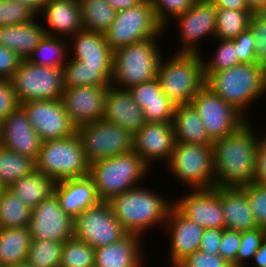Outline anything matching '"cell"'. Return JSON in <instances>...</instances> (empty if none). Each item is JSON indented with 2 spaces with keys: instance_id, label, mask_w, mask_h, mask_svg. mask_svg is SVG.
I'll return each mask as SVG.
<instances>
[{
  "instance_id": "cell-19",
  "label": "cell",
  "mask_w": 266,
  "mask_h": 267,
  "mask_svg": "<svg viewBox=\"0 0 266 267\" xmlns=\"http://www.w3.org/2000/svg\"><path fill=\"white\" fill-rule=\"evenodd\" d=\"M175 143L171 122H146L133 136V150L149 167L159 160L168 163Z\"/></svg>"
},
{
  "instance_id": "cell-48",
  "label": "cell",
  "mask_w": 266,
  "mask_h": 267,
  "mask_svg": "<svg viewBox=\"0 0 266 267\" xmlns=\"http://www.w3.org/2000/svg\"><path fill=\"white\" fill-rule=\"evenodd\" d=\"M239 63L253 64L256 62L255 45L256 42L249 29L240 33L234 40Z\"/></svg>"
},
{
  "instance_id": "cell-49",
  "label": "cell",
  "mask_w": 266,
  "mask_h": 267,
  "mask_svg": "<svg viewBox=\"0 0 266 267\" xmlns=\"http://www.w3.org/2000/svg\"><path fill=\"white\" fill-rule=\"evenodd\" d=\"M240 243V232L224 229L219 246V255L232 264L236 260Z\"/></svg>"
},
{
  "instance_id": "cell-27",
  "label": "cell",
  "mask_w": 266,
  "mask_h": 267,
  "mask_svg": "<svg viewBox=\"0 0 266 267\" xmlns=\"http://www.w3.org/2000/svg\"><path fill=\"white\" fill-rule=\"evenodd\" d=\"M141 239L136 234H127L115 243L95 249L94 267H142Z\"/></svg>"
},
{
  "instance_id": "cell-7",
  "label": "cell",
  "mask_w": 266,
  "mask_h": 267,
  "mask_svg": "<svg viewBox=\"0 0 266 267\" xmlns=\"http://www.w3.org/2000/svg\"><path fill=\"white\" fill-rule=\"evenodd\" d=\"M35 170L55 182L87 176V162L77 133L65 138L42 142Z\"/></svg>"
},
{
  "instance_id": "cell-37",
  "label": "cell",
  "mask_w": 266,
  "mask_h": 267,
  "mask_svg": "<svg viewBox=\"0 0 266 267\" xmlns=\"http://www.w3.org/2000/svg\"><path fill=\"white\" fill-rule=\"evenodd\" d=\"M32 209L8 188L0 197V229L28 227Z\"/></svg>"
},
{
  "instance_id": "cell-35",
  "label": "cell",
  "mask_w": 266,
  "mask_h": 267,
  "mask_svg": "<svg viewBox=\"0 0 266 267\" xmlns=\"http://www.w3.org/2000/svg\"><path fill=\"white\" fill-rule=\"evenodd\" d=\"M65 39L64 37L45 35L27 60L39 66L63 67L67 62L65 58L70 55V41Z\"/></svg>"
},
{
  "instance_id": "cell-55",
  "label": "cell",
  "mask_w": 266,
  "mask_h": 267,
  "mask_svg": "<svg viewBox=\"0 0 266 267\" xmlns=\"http://www.w3.org/2000/svg\"><path fill=\"white\" fill-rule=\"evenodd\" d=\"M254 264L252 267H266V236L260 244V248L253 256ZM248 267V266H247Z\"/></svg>"
},
{
  "instance_id": "cell-45",
  "label": "cell",
  "mask_w": 266,
  "mask_h": 267,
  "mask_svg": "<svg viewBox=\"0 0 266 267\" xmlns=\"http://www.w3.org/2000/svg\"><path fill=\"white\" fill-rule=\"evenodd\" d=\"M155 10L159 22L164 26L168 25L170 17L175 18L189 9L196 0H148Z\"/></svg>"
},
{
  "instance_id": "cell-15",
  "label": "cell",
  "mask_w": 266,
  "mask_h": 267,
  "mask_svg": "<svg viewBox=\"0 0 266 267\" xmlns=\"http://www.w3.org/2000/svg\"><path fill=\"white\" fill-rule=\"evenodd\" d=\"M73 221L53 193L32 209L28 228L32 239L64 243L74 237Z\"/></svg>"
},
{
  "instance_id": "cell-10",
  "label": "cell",
  "mask_w": 266,
  "mask_h": 267,
  "mask_svg": "<svg viewBox=\"0 0 266 267\" xmlns=\"http://www.w3.org/2000/svg\"><path fill=\"white\" fill-rule=\"evenodd\" d=\"M17 104L61 99L64 91L62 67L39 66L21 60L10 80Z\"/></svg>"
},
{
  "instance_id": "cell-26",
  "label": "cell",
  "mask_w": 266,
  "mask_h": 267,
  "mask_svg": "<svg viewBox=\"0 0 266 267\" xmlns=\"http://www.w3.org/2000/svg\"><path fill=\"white\" fill-rule=\"evenodd\" d=\"M72 40L75 41L72 45L69 43L71 59L83 62L85 67L113 68V51L103 33L82 30L73 35Z\"/></svg>"
},
{
  "instance_id": "cell-24",
  "label": "cell",
  "mask_w": 266,
  "mask_h": 267,
  "mask_svg": "<svg viewBox=\"0 0 266 267\" xmlns=\"http://www.w3.org/2000/svg\"><path fill=\"white\" fill-rule=\"evenodd\" d=\"M40 12L37 15H44L47 24L46 35L70 38L83 30L79 0H49Z\"/></svg>"
},
{
  "instance_id": "cell-51",
  "label": "cell",
  "mask_w": 266,
  "mask_h": 267,
  "mask_svg": "<svg viewBox=\"0 0 266 267\" xmlns=\"http://www.w3.org/2000/svg\"><path fill=\"white\" fill-rule=\"evenodd\" d=\"M18 106L11 81L0 79V121Z\"/></svg>"
},
{
  "instance_id": "cell-2",
  "label": "cell",
  "mask_w": 266,
  "mask_h": 267,
  "mask_svg": "<svg viewBox=\"0 0 266 267\" xmlns=\"http://www.w3.org/2000/svg\"><path fill=\"white\" fill-rule=\"evenodd\" d=\"M159 194L140 185L111 198L108 203L125 231L142 237L153 226L160 224L164 229L173 201Z\"/></svg>"
},
{
  "instance_id": "cell-43",
  "label": "cell",
  "mask_w": 266,
  "mask_h": 267,
  "mask_svg": "<svg viewBox=\"0 0 266 267\" xmlns=\"http://www.w3.org/2000/svg\"><path fill=\"white\" fill-rule=\"evenodd\" d=\"M266 236V228L258 227L250 231L241 232V243L232 267H247V260L253 259Z\"/></svg>"
},
{
  "instance_id": "cell-4",
  "label": "cell",
  "mask_w": 266,
  "mask_h": 267,
  "mask_svg": "<svg viewBox=\"0 0 266 267\" xmlns=\"http://www.w3.org/2000/svg\"><path fill=\"white\" fill-rule=\"evenodd\" d=\"M263 80V67L256 63H240L210 74L205 85L245 116V111L249 109L247 106L264 95Z\"/></svg>"
},
{
  "instance_id": "cell-28",
  "label": "cell",
  "mask_w": 266,
  "mask_h": 267,
  "mask_svg": "<svg viewBox=\"0 0 266 267\" xmlns=\"http://www.w3.org/2000/svg\"><path fill=\"white\" fill-rule=\"evenodd\" d=\"M220 200L225 229L241 233L258 228L246 193L241 188L220 187Z\"/></svg>"
},
{
  "instance_id": "cell-61",
  "label": "cell",
  "mask_w": 266,
  "mask_h": 267,
  "mask_svg": "<svg viewBox=\"0 0 266 267\" xmlns=\"http://www.w3.org/2000/svg\"><path fill=\"white\" fill-rule=\"evenodd\" d=\"M0 147H3V124L0 121Z\"/></svg>"
},
{
  "instance_id": "cell-21",
  "label": "cell",
  "mask_w": 266,
  "mask_h": 267,
  "mask_svg": "<svg viewBox=\"0 0 266 267\" xmlns=\"http://www.w3.org/2000/svg\"><path fill=\"white\" fill-rule=\"evenodd\" d=\"M2 124L3 147L36 161L43 141L33 128L25 111L18 105L2 121Z\"/></svg>"
},
{
  "instance_id": "cell-30",
  "label": "cell",
  "mask_w": 266,
  "mask_h": 267,
  "mask_svg": "<svg viewBox=\"0 0 266 267\" xmlns=\"http://www.w3.org/2000/svg\"><path fill=\"white\" fill-rule=\"evenodd\" d=\"M176 142L184 144L213 145L200 116L191 104L176 105L172 118Z\"/></svg>"
},
{
  "instance_id": "cell-32",
  "label": "cell",
  "mask_w": 266,
  "mask_h": 267,
  "mask_svg": "<svg viewBox=\"0 0 266 267\" xmlns=\"http://www.w3.org/2000/svg\"><path fill=\"white\" fill-rule=\"evenodd\" d=\"M55 181L34 170L30 175L21 177L8 189L31 209L54 193Z\"/></svg>"
},
{
  "instance_id": "cell-31",
  "label": "cell",
  "mask_w": 266,
  "mask_h": 267,
  "mask_svg": "<svg viewBox=\"0 0 266 267\" xmlns=\"http://www.w3.org/2000/svg\"><path fill=\"white\" fill-rule=\"evenodd\" d=\"M31 241L28 227L0 229V267L27 261Z\"/></svg>"
},
{
  "instance_id": "cell-38",
  "label": "cell",
  "mask_w": 266,
  "mask_h": 267,
  "mask_svg": "<svg viewBox=\"0 0 266 267\" xmlns=\"http://www.w3.org/2000/svg\"><path fill=\"white\" fill-rule=\"evenodd\" d=\"M254 14L249 10L216 9V28L214 39L234 40L249 27Z\"/></svg>"
},
{
  "instance_id": "cell-44",
  "label": "cell",
  "mask_w": 266,
  "mask_h": 267,
  "mask_svg": "<svg viewBox=\"0 0 266 267\" xmlns=\"http://www.w3.org/2000/svg\"><path fill=\"white\" fill-rule=\"evenodd\" d=\"M240 188L246 193L257 226L266 228V187L252 182Z\"/></svg>"
},
{
  "instance_id": "cell-50",
  "label": "cell",
  "mask_w": 266,
  "mask_h": 267,
  "mask_svg": "<svg viewBox=\"0 0 266 267\" xmlns=\"http://www.w3.org/2000/svg\"><path fill=\"white\" fill-rule=\"evenodd\" d=\"M21 60L14 51L0 45V79L10 81Z\"/></svg>"
},
{
  "instance_id": "cell-1",
  "label": "cell",
  "mask_w": 266,
  "mask_h": 267,
  "mask_svg": "<svg viewBox=\"0 0 266 267\" xmlns=\"http://www.w3.org/2000/svg\"><path fill=\"white\" fill-rule=\"evenodd\" d=\"M247 121L236 132L213 142L215 187H242L254 181L256 152L262 138Z\"/></svg>"
},
{
  "instance_id": "cell-17",
  "label": "cell",
  "mask_w": 266,
  "mask_h": 267,
  "mask_svg": "<svg viewBox=\"0 0 266 267\" xmlns=\"http://www.w3.org/2000/svg\"><path fill=\"white\" fill-rule=\"evenodd\" d=\"M110 87H64L61 101L71 123L76 128L103 119L105 99Z\"/></svg>"
},
{
  "instance_id": "cell-29",
  "label": "cell",
  "mask_w": 266,
  "mask_h": 267,
  "mask_svg": "<svg viewBox=\"0 0 266 267\" xmlns=\"http://www.w3.org/2000/svg\"><path fill=\"white\" fill-rule=\"evenodd\" d=\"M37 18L26 24L0 26V45L14 51L22 60H27L46 35Z\"/></svg>"
},
{
  "instance_id": "cell-25",
  "label": "cell",
  "mask_w": 266,
  "mask_h": 267,
  "mask_svg": "<svg viewBox=\"0 0 266 267\" xmlns=\"http://www.w3.org/2000/svg\"><path fill=\"white\" fill-rule=\"evenodd\" d=\"M128 90L142 108L146 122H172L176 105L163 93L157 77Z\"/></svg>"
},
{
  "instance_id": "cell-41",
  "label": "cell",
  "mask_w": 266,
  "mask_h": 267,
  "mask_svg": "<svg viewBox=\"0 0 266 267\" xmlns=\"http://www.w3.org/2000/svg\"><path fill=\"white\" fill-rule=\"evenodd\" d=\"M219 45L214 52V57L209 62L203 60L205 79L212 73L227 70L239 63L236 52V43L233 40L216 39Z\"/></svg>"
},
{
  "instance_id": "cell-40",
  "label": "cell",
  "mask_w": 266,
  "mask_h": 267,
  "mask_svg": "<svg viewBox=\"0 0 266 267\" xmlns=\"http://www.w3.org/2000/svg\"><path fill=\"white\" fill-rule=\"evenodd\" d=\"M94 258L95 249L73 237L63 243L60 267H94Z\"/></svg>"
},
{
  "instance_id": "cell-57",
  "label": "cell",
  "mask_w": 266,
  "mask_h": 267,
  "mask_svg": "<svg viewBox=\"0 0 266 267\" xmlns=\"http://www.w3.org/2000/svg\"><path fill=\"white\" fill-rule=\"evenodd\" d=\"M17 1H20V2L28 5L32 10H34L38 14L42 10L43 6L49 0H17Z\"/></svg>"
},
{
  "instance_id": "cell-6",
  "label": "cell",
  "mask_w": 266,
  "mask_h": 267,
  "mask_svg": "<svg viewBox=\"0 0 266 267\" xmlns=\"http://www.w3.org/2000/svg\"><path fill=\"white\" fill-rule=\"evenodd\" d=\"M157 37L122 47L113 52L111 86L130 87L157 77L162 56Z\"/></svg>"
},
{
  "instance_id": "cell-5",
  "label": "cell",
  "mask_w": 266,
  "mask_h": 267,
  "mask_svg": "<svg viewBox=\"0 0 266 267\" xmlns=\"http://www.w3.org/2000/svg\"><path fill=\"white\" fill-rule=\"evenodd\" d=\"M157 78L163 93L175 105L190 104L205 86L201 53H175L166 61L162 58Z\"/></svg>"
},
{
  "instance_id": "cell-8",
  "label": "cell",
  "mask_w": 266,
  "mask_h": 267,
  "mask_svg": "<svg viewBox=\"0 0 266 267\" xmlns=\"http://www.w3.org/2000/svg\"><path fill=\"white\" fill-rule=\"evenodd\" d=\"M165 28L157 19L155 10L148 0L137 6L117 11L116 17L104 33L109 47L114 52L130 44L160 37Z\"/></svg>"
},
{
  "instance_id": "cell-23",
  "label": "cell",
  "mask_w": 266,
  "mask_h": 267,
  "mask_svg": "<svg viewBox=\"0 0 266 267\" xmlns=\"http://www.w3.org/2000/svg\"><path fill=\"white\" fill-rule=\"evenodd\" d=\"M54 193L61 209L72 219L101 202L94 183L88 175L56 182Z\"/></svg>"
},
{
  "instance_id": "cell-46",
  "label": "cell",
  "mask_w": 266,
  "mask_h": 267,
  "mask_svg": "<svg viewBox=\"0 0 266 267\" xmlns=\"http://www.w3.org/2000/svg\"><path fill=\"white\" fill-rule=\"evenodd\" d=\"M248 29L256 42L255 58L256 64L263 68L266 67V24L259 20L255 15L250 18Z\"/></svg>"
},
{
  "instance_id": "cell-33",
  "label": "cell",
  "mask_w": 266,
  "mask_h": 267,
  "mask_svg": "<svg viewBox=\"0 0 266 267\" xmlns=\"http://www.w3.org/2000/svg\"><path fill=\"white\" fill-rule=\"evenodd\" d=\"M62 70L64 87L111 86L113 68L85 67L83 62L70 58Z\"/></svg>"
},
{
  "instance_id": "cell-62",
  "label": "cell",
  "mask_w": 266,
  "mask_h": 267,
  "mask_svg": "<svg viewBox=\"0 0 266 267\" xmlns=\"http://www.w3.org/2000/svg\"><path fill=\"white\" fill-rule=\"evenodd\" d=\"M264 93H266V67L264 68Z\"/></svg>"
},
{
  "instance_id": "cell-36",
  "label": "cell",
  "mask_w": 266,
  "mask_h": 267,
  "mask_svg": "<svg viewBox=\"0 0 266 267\" xmlns=\"http://www.w3.org/2000/svg\"><path fill=\"white\" fill-rule=\"evenodd\" d=\"M34 170L33 159L0 147V184L5 188H9L21 177L30 175Z\"/></svg>"
},
{
  "instance_id": "cell-63",
  "label": "cell",
  "mask_w": 266,
  "mask_h": 267,
  "mask_svg": "<svg viewBox=\"0 0 266 267\" xmlns=\"http://www.w3.org/2000/svg\"><path fill=\"white\" fill-rule=\"evenodd\" d=\"M5 189L6 188L2 184H0V197L2 196V193L4 192Z\"/></svg>"
},
{
  "instance_id": "cell-9",
  "label": "cell",
  "mask_w": 266,
  "mask_h": 267,
  "mask_svg": "<svg viewBox=\"0 0 266 267\" xmlns=\"http://www.w3.org/2000/svg\"><path fill=\"white\" fill-rule=\"evenodd\" d=\"M167 167L189 190L215 187L213 146L176 142Z\"/></svg>"
},
{
  "instance_id": "cell-22",
  "label": "cell",
  "mask_w": 266,
  "mask_h": 267,
  "mask_svg": "<svg viewBox=\"0 0 266 267\" xmlns=\"http://www.w3.org/2000/svg\"><path fill=\"white\" fill-rule=\"evenodd\" d=\"M103 120L126 129L133 136L146 123L142 108L129 90L113 86L107 92Z\"/></svg>"
},
{
  "instance_id": "cell-53",
  "label": "cell",
  "mask_w": 266,
  "mask_h": 267,
  "mask_svg": "<svg viewBox=\"0 0 266 267\" xmlns=\"http://www.w3.org/2000/svg\"><path fill=\"white\" fill-rule=\"evenodd\" d=\"M254 183L266 187V137L260 140L256 152V169Z\"/></svg>"
},
{
  "instance_id": "cell-34",
  "label": "cell",
  "mask_w": 266,
  "mask_h": 267,
  "mask_svg": "<svg viewBox=\"0 0 266 267\" xmlns=\"http://www.w3.org/2000/svg\"><path fill=\"white\" fill-rule=\"evenodd\" d=\"M83 30L105 33L113 23L117 11L106 0H79Z\"/></svg>"
},
{
  "instance_id": "cell-12",
  "label": "cell",
  "mask_w": 266,
  "mask_h": 267,
  "mask_svg": "<svg viewBox=\"0 0 266 267\" xmlns=\"http://www.w3.org/2000/svg\"><path fill=\"white\" fill-rule=\"evenodd\" d=\"M73 228L74 238L94 249L115 243L128 234L113 215L109 203L104 201L79 214Z\"/></svg>"
},
{
  "instance_id": "cell-3",
  "label": "cell",
  "mask_w": 266,
  "mask_h": 267,
  "mask_svg": "<svg viewBox=\"0 0 266 267\" xmlns=\"http://www.w3.org/2000/svg\"><path fill=\"white\" fill-rule=\"evenodd\" d=\"M149 168L133 150L91 163L88 176L92 179L100 200L108 202L111 198L139 186L143 177L146 178Z\"/></svg>"
},
{
  "instance_id": "cell-42",
  "label": "cell",
  "mask_w": 266,
  "mask_h": 267,
  "mask_svg": "<svg viewBox=\"0 0 266 267\" xmlns=\"http://www.w3.org/2000/svg\"><path fill=\"white\" fill-rule=\"evenodd\" d=\"M28 5L17 0H0V26L26 24L37 17Z\"/></svg>"
},
{
  "instance_id": "cell-52",
  "label": "cell",
  "mask_w": 266,
  "mask_h": 267,
  "mask_svg": "<svg viewBox=\"0 0 266 267\" xmlns=\"http://www.w3.org/2000/svg\"><path fill=\"white\" fill-rule=\"evenodd\" d=\"M224 229H204L199 250L207 254H219Z\"/></svg>"
},
{
  "instance_id": "cell-16",
  "label": "cell",
  "mask_w": 266,
  "mask_h": 267,
  "mask_svg": "<svg viewBox=\"0 0 266 267\" xmlns=\"http://www.w3.org/2000/svg\"><path fill=\"white\" fill-rule=\"evenodd\" d=\"M174 20L179 22V39L180 43L182 42L177 53L200 54L201 50L197 49L199 41L207 35L215 37L216 7L210 0H196Z\"/></svg>"
},
{
  "instance_id": "cell-13",
  "label": "cell",
  "mask_w": 266,
  "mask_h": 267,
  "mask_svg": "<svg viewBox=\"0 0 266 267\" xmlns=\"http://www.w3.org/2000/svg\"><path fill=\"white\" fill-rule=\"evenodd\" d=\"M214 141L236 132L247 121L233 106L225 102L208 86H204L190 103Z\"/></svg>"
},
{
  "instance_id": "cell-20",
  "label": "cell",
  "mask_w": 266,
  "mask_h": 267,
  "mask_svg": "<svg viewBox=\"0 0 266 267\" xmlns=\"http://www.w3.org/2000/svg\"><path fill=\"white\" fill-rule=\"evenodd\" d=\"M164 228L171 241L169 267H176L187 256L199 250L204 228L186 218L174 206L169 210Z\"/></svg>"
},
{
  "instance_id": "cell-14",
  "label": "cell",
  "mask_w": 266,
  "mask_h": 267,
  "mask_svg": "<svg viewBox=\"0 0 266 267\" xmlns=\"http://www.w3.org/2000/svg\"><path fill=\"white\" fill-rule=\"evenodd\" d=\"M19 106L25 111L43 142L65 138L76 133V127L65 112L61 99L26 101Z\"/></svg>"
},
{
  "instance_id": "cell-58",
  "label": "cell",
  "mask_w": 266,
  "mask_h": 267,
  "mask_svg": "<svg viewBox=\"0 0 266 267\" xmlns=\"http://www.w3.org/2000/svg\"><path fill=\"white\" fill-rule=\"evenodd\" d=\"M248 10L255 14L260 8L266 6V0H246Z\"/></svg>"
},
{
  "instance_id": "cell-60",
  "label": "cell",
  "mask_w": 266,
  "mask_h": 267,
  "mask_svg": "<svg viewBox=\"0 0 266 267\" xmlns=\"http://www.w3.org/2000/svg\"><path fill=\"white\" fill-rule=\"evenodd\" d=\"M9 267H32V266L28 263V261H24Z\"/></svg>"
},
{
  "instance_id": "cell-54",
  "label": "cell",
  "mask_w": 266,
  "mask_h": 267,
  "mask_svg": "<svg viewBox=\"0 0 266 267\" xmlns=\"http://www.w3.org/2000/svg\"><path fill=\"white\" fill-rule=\"evenodd\" d=\"M216 9L248 10L246 0H210Z\"/></svg>"
},
{
  "instance_id": "cell-56",
  "label": "cell",
  "mask_w": 266,
  "mask_h": 267,
  "mask_svg": "<svg viewBox=\"0 0 266 267\" xmlns=\"http://www.w3.org/2000/svg\"><path fill=\"white\" fill-rule=\"evenodd\" d=\"M106 1L116 11H120L137 6L144 0H106Z\"/></svg>"
},
{
  "instance_id": "cell-18",
  "label": "cell",
  "mask_w": 266,
  "mask_h": 267,
  "mask_svg": "<svg viewBox=\"0 0 266 267\" xmlns=\"http://www.w3.org/2000/svg\"><path fill=\"white\" fill-rule=\"evenodd\" d=\"M191 192L177 202L173 201V206L204 229H225L220 187L195 189Z\"/></svg>"
},
{
  "instance_id": "cell-47",
  "label": "cell",
  "mask_w": 266,
  "mask_h": 267,
  "mask_svg": "<svg viewBox=\"0 0 266 267\" xmlns=\"http://www.w3.org/2000/svg\"><path fill=\"white\" fill-rule=\"evenodd\" d=\"M176 267H232V265L219 254L210 255L198 250L187 256Z\"/></svg>"
},
{
  "instance_id": "cell-59",
  "label": "cell",
  "mask_w": 266,
  "mask_h": 267,
  "mask_svg": "<svg viewBox=\"0 0 266 267\" xmlns=\"http://www.w3.org/2000/svg\"><path fill=\"white\" fill-rule=\"evenodd\" d=\"M254 15L266 24V6L260 8Z\"/></svg>"
},
{
  "instance_id": "cell-11",
  "label": "cell",
  "mask_w": 266,
  "mask_h": 267,
  "mask_svg": "<svg viewBox=\"0 0 266 267\" xmlns=\"http://www.w3.org/2000/svg\"><path fill=\"white\" fill-rule=\"evenodd\" d=\"M89 165L133 151V135L103 119L76 128Z\"/></svg>"
},
{
  "instance_id": "cell-39",
  "label": "cell",
  "mask_w": 266,
  "mask_h": 267,
  "mask_svg": "<svg viewBox=\"0 0 266 267\" xmlns=\"http://www.w3.org/2000/svg\"><path fill=\"white\" fill-rule=\"evenodd\" d=\"M63 243L32 239L27 261L32 267H60Z\"/></svg>"
}]
</instances>
